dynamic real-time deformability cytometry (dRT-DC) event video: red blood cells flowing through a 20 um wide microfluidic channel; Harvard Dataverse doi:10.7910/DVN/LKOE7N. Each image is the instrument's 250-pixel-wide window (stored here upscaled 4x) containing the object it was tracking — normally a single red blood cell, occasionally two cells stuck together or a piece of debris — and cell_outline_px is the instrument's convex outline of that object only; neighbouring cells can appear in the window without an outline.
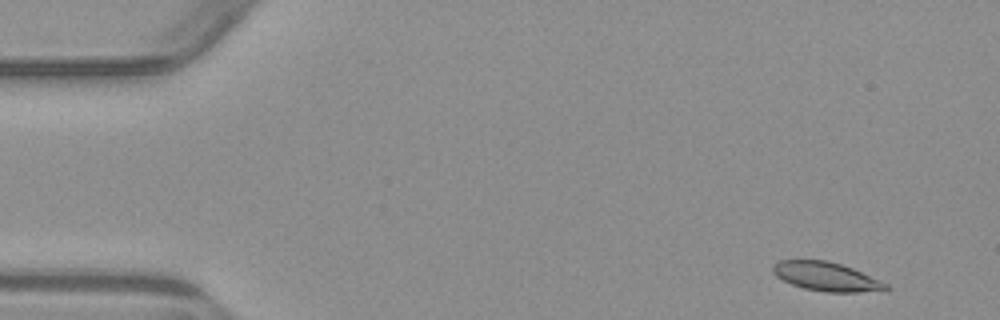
{"species": "common noctule bat (a hibernating species)", "species_latin": "Nyctalus noctula", "temperature_condition": "warm", "stored_images_in_passage": 4, "camera_frame_rate_fps": 3000, "um_per_image_px": 0.085, "animal": {"sex": "male", "body_mass_g": 23.1, "forearm_length_mm": 52.7}, "frame": {"image": 1, "passage_image": 1, "time_ms": 0.0, "image_size_px": [1000, 320], "cell_outline_px": [[888, 288], [884, 292], [824, 292], [804, 288], [792, 284], [776, 276], [772, 272], [772, 264], [780, 260], [828, 260], [852, 268], [880, 280], [888, 284]], "centroid_in_image_um": [70.26, 23.52], "position_along_channel_um": 14.7, "area_um2": 19.13}}
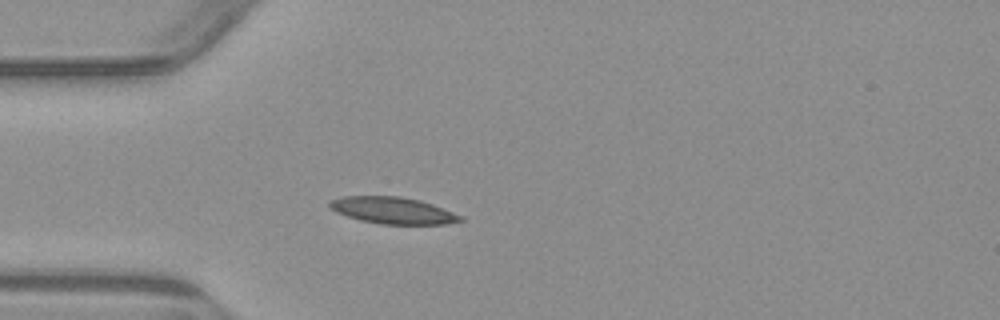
{"frame": {"image": 2, "passage_image": 4, "time_ms": 3.667, "image_size_px": [1000, 320], "cell_outline_px": [[464, 220], [448, 224], [380, 224], [360, 220], [336, 212], [328, 208], [328, 200], [344, 196], [400, 196], [420, 200], [432, 204], [464, 216]], "centroid_in_image_um": [33.38, 17.88], "position_along_channel_um": 51.6, "area_um2": 20.52}}